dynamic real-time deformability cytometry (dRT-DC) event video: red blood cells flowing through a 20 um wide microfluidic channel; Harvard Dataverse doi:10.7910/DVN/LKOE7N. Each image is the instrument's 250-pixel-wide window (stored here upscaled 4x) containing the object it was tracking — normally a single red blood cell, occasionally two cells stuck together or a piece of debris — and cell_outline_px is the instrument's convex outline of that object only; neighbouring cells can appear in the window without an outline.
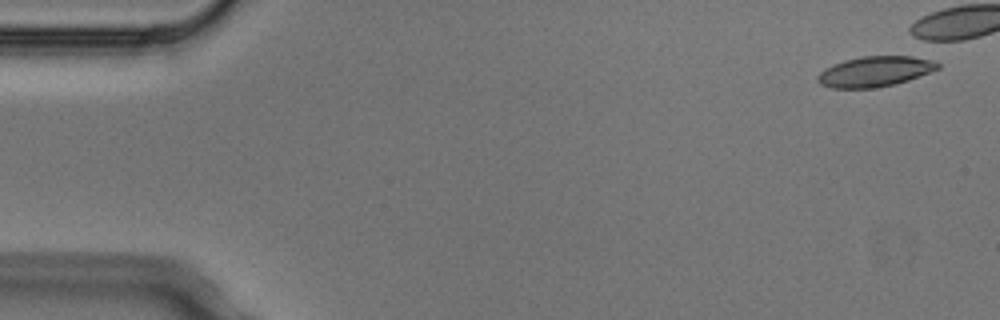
{"species": "Egyptian fruit bat (a non-hibernating species)", "species_latin": "Rousettus aegyptiacus", "temperature_condition": "cold", "stored_images_in_passage": 3, "camera_frame_rate_fps": 3000, "um_per_image_px": 0.085, "animal": {"sex": "male"}, "frame": {"image": 1, "passage_image": 1, "time_ms": 0.0, "image_size_px": [1000, 320], "cell_outline_px": [[940, 68], [908, 80], [892, 84], [872, 88], [832, 88], [820, 84], [816, 80], [816, 76], [824, 68], [832, 64], [844, 60], [860, 56], [924, 56], [940, 64]], "centroid_in_image_um": [74.35, 6.06], "position_along_channel_um": 10.6, "area_um2": 21.39}}
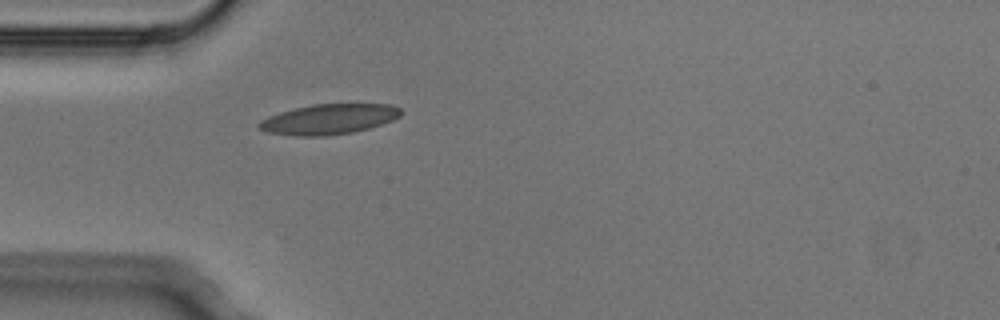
{"frame": {"image": 2, "passage_image": 3, "time_ms": 0.667, "image_size_px": [1000, 320], "cell_outline_px": [[404, 112], [400, 116], [392, 120], [368, 128], [352, 132], [324, 136], [292, 136], [268, 132], [260, 128], [256, 124], [260, 120], [268, 116], [280, 112], [312, 104], [392, 104], [400, 108]], "centroid_in_image_um": [27.95, 10.13], "position_along_channel_um": 57.0, "area_um2": 24.97}}